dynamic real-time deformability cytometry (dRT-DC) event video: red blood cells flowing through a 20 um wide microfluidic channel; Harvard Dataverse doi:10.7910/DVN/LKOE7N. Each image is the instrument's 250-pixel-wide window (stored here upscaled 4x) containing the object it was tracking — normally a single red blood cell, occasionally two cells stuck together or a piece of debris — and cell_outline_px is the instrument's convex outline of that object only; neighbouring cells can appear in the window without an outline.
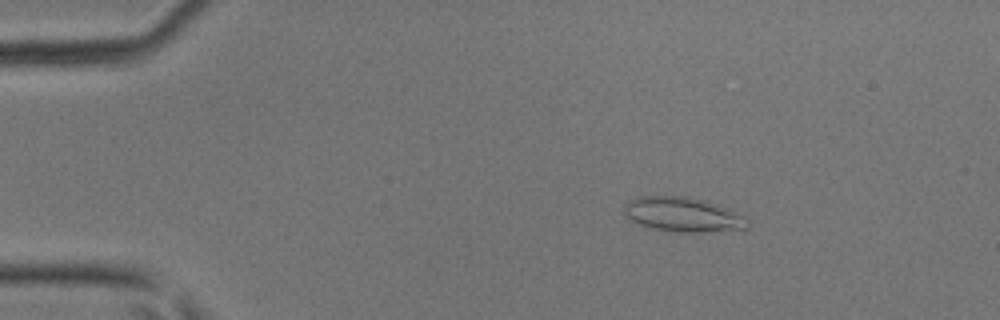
{"species": "common noctule bat (a hibernating species)", "species_latin": "Nyctalus noctula", "temperature_condition": "room temperature", "stored_images_in_passage": 40, "camera_frame_rate_fps": 3000, "um_per_image_px": 0.085, "animal": {"sex": "male", "body_mass_g": 17.9, "forearm_length_mm": 54.2}, "frame": {"image": 1, "passage_image": 2, "time_ms": 0.333, "image_size_px": [1000, 320], "cell_outline_px": [[748, 228], [744, 232], [676, 232], [652, 228], [640, 224], [624, 216], [624, 208], [632, 200], [640, 196], [688, 196], [704, 200], [716, 204], [748, 216]], "centroid_in_image_um": [58.19, 18.27], "position_along_channel_um": 26.8, "area_um2": 25.37}}
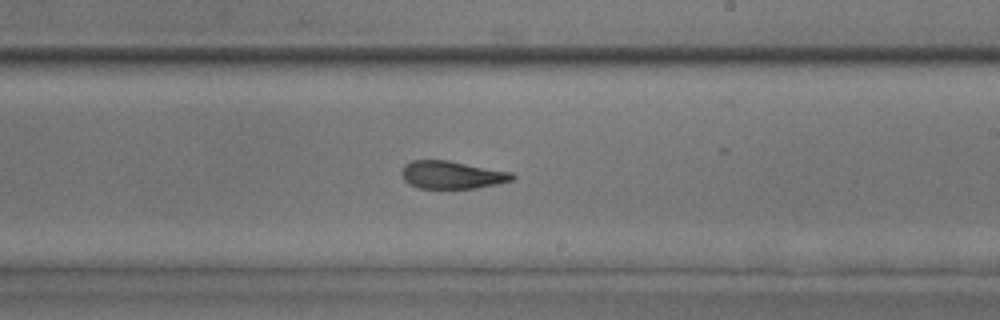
{"frame": {"image": 2, "passage_image": 22, "time_ms": 7.0, "image_size_px": [1000, 320], "cell_outline_px": [[516, 176], [512, 180], [496, 184], [476, 188], [420, 188], [408, 184], [404, 180], [400, 172], [404, 164], [412, 160], [448, 160], [512, 172]], "centroid_in_image_um": [38.38, 14.85], "position_along_channel_um": 250.6, "area_um2": 17.98}}
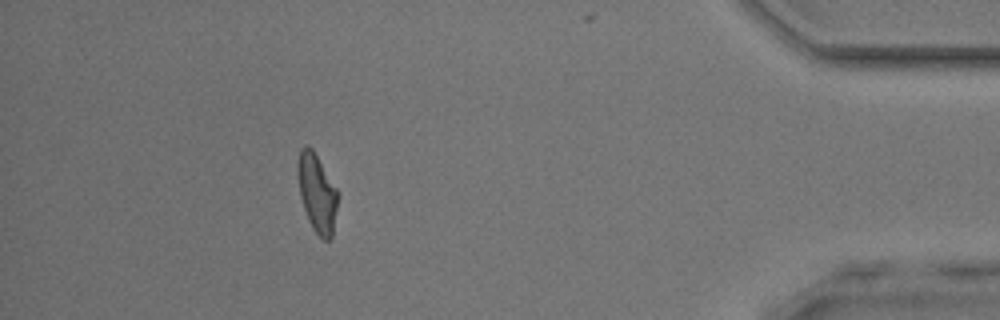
{"frame": {"image": 3, "passage_image": 36, "time_ms": 11.667, "image_size_px": [1000, 320], "cell_outline_px": [[340, 192], [332, 236], [328, 240], [324, 240], [312, 228], [304, 208], [300, 196], [296, 176], [296, 164], [300, 148], [304, 144], [308, 144], [312, 148]], "centroid_in_image_um": [26.94, 16.34], "position_along_channel_um": 408.3, "area_um2": 18.79}}